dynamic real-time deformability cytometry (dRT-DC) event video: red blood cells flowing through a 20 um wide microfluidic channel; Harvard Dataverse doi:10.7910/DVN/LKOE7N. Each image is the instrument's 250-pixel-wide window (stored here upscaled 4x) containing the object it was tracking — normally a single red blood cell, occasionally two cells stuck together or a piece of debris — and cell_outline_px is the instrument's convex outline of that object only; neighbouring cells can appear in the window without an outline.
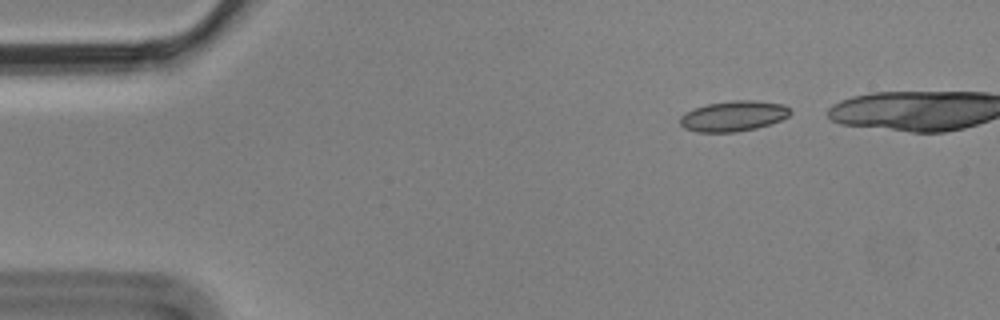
{"species": "Egyptian fruit bat (a non-hibernating species)", "species_latin": "Rousettus aegyptiacus", "temperature_condition": "cold", "stored_images_in_passage": 2, "camera_frame_rate_fps": 3000, "um_per_image_px": 0.085, "animal": {"sex": "male"}, "frame": {"image": 1, "passage_image": 2, "time_ms": 0.333, "image_size_px": [1000, 320], "cell_outline_px": [[792, 112], [788, 116], [780, 120], [756, 128], [736, 132], [696, 132], [684, 128], [680, 124], [680, 116], [684, 112], [708, 104], [736, 100], [752, 100], [784, 104], [792, 108]], "centroid_in_image_um": [62.35, 9.86], "position_along_channel_um": 22.6, "area_um2": 19.54}}